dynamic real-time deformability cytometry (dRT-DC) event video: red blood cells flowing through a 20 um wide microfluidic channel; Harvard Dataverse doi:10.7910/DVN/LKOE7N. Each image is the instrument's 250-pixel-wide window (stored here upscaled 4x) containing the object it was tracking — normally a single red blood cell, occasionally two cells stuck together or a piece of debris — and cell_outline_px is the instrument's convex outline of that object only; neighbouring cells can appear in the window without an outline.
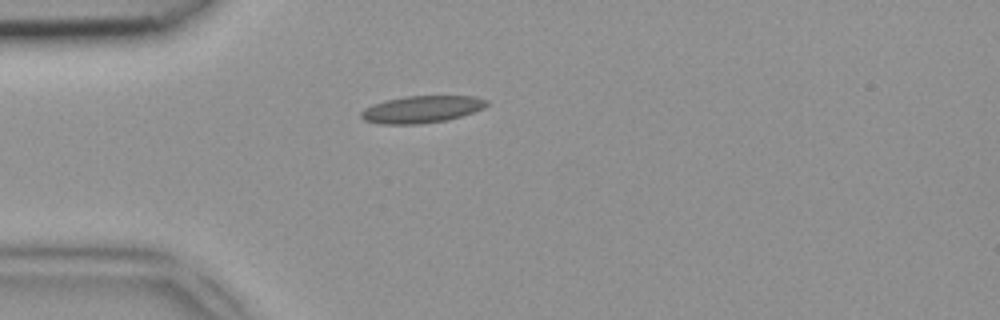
{"species": "common noctule bat (a hibernating species)", "species_latin": "Nyctalus noctula", "temperature_condition": "room temperature", "stored_images_in_passage": 35, "camera_frame_rate_fps": 3000, "um_per_image_px": 0.085, "animal": {"sex": "female", "body_mass_g": 18.4}, "frame": {"image": 1, "passage_image": 1, "time_ms": 0.0, "image_size_px": [1000, 320], "cell_outline_px": [[488, 104], [484, 108], [448, 120], [420, 124], [380, 124], [364, 120], [360, 116], [360, 112], [364, 108], [372, 104], [384, 100], [404, 96], [476, 96], [488, 100]], "centroid_in_image_um": [35.82, 9.29], "position_along_channel_um": 49.2, "area_um2": 20.0}}
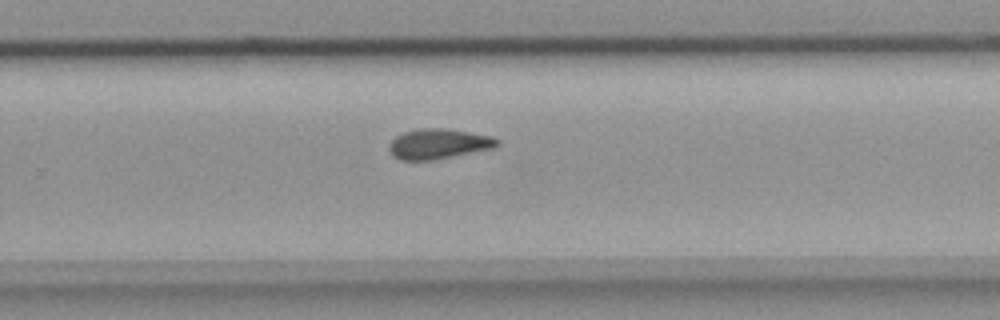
{"frame": {"image": 2, "passage_image": 19, "time_ms": 6.0, "image_size_px": [1000, 320], "cell_outline_px": [[500, 144], [496, 148], [432, 160], [400, 160], [392, 156], [388, 148], [388, 144], [396, 136], [404, 132], [420, 128], [448, 128], [492, 136], [500, 140]], "centroid_in_image_um": [37.29, 12.23], "position_along_channel_um": 292.5, "area_um2": 19.25}}
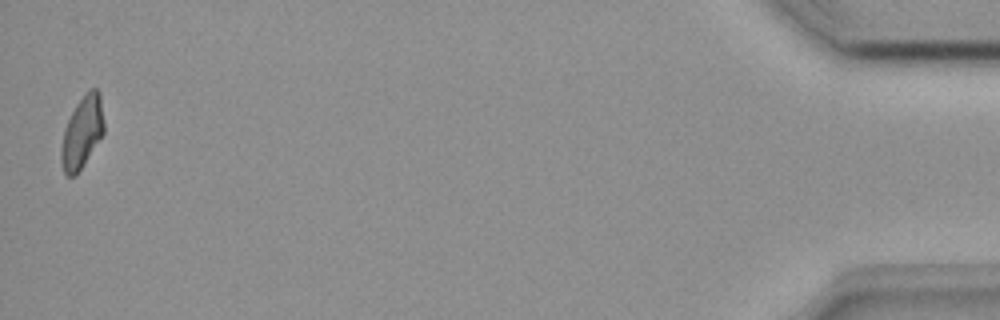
{"frame": {"image": 3, "passage_image": 35, "time_ms": 11.333, "image_size_px": [1000, 320], "cell_outline_px": [[104, 132], [76, 176], [64, 176], [60, 160], [60, 148], [64, 128], [76, 104], [84, 92], [92, 88], [96, 88], [100, 92], [104, 120]], "centroid_in_image_um": [6.96, 11.24], "position_along_channel_um": 428.2, "area_um2": 18.15}}